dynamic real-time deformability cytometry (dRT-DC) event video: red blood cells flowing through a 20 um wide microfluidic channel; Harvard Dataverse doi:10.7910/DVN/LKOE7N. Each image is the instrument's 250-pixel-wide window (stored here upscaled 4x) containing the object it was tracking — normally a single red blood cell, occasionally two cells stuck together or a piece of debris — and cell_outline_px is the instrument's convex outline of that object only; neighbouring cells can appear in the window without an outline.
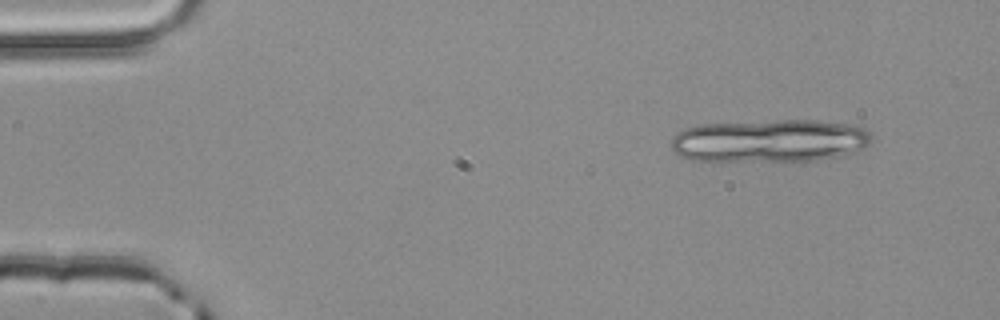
{"species": "common noctule bat (a hibernating species)", "species_latin": "Nyctalus noctula", "temperature_condition": "room temperature", "stored_images_in_passage": 3, "camera_frame_rate_fps": 3000, "um_per_image_px": 0.085, "animal": {"sex": "male", "body_mass_g": 20.4}, "frame": {"image": 1, "passage_image": 1, "time_ms": 0.0, "image_size_px": [1000, 320], "cell_outline_px": [[872, 140], [864, 148], [856, 152], [816, 160], [688, 160], [680, 156], [672, 148], [672, 136], [676, 132], [684, 128], [700, 124], [776, 120], [820, 120], [856, 124], [868, 128], [872, 132]], "centroid_in_image_um": [65.49, 11.93], "position_along_channel_um": 19.5, "area_um2": 50.46}}